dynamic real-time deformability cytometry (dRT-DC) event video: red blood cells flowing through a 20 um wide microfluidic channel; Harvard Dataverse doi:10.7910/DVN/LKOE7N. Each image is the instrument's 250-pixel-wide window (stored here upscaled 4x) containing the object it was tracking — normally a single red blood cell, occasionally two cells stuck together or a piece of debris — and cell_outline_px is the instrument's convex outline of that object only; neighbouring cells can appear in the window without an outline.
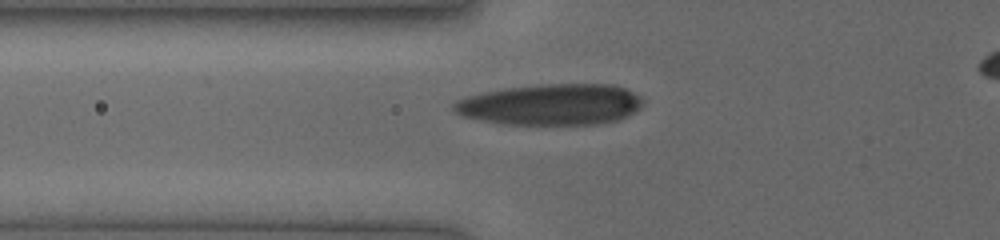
{"species": "human", "species_latin": "Homo sapiens", "temperature_condition": "cold", "stored_images_in_passage": 32, "camera_frame_rate_fps": 3000, "um_per_image_px": 0.085, "donor": {"sex": "female"}, "frame": {"image": 1, "passage_image": 3, "time_ms": 0.667, "image_size_px": [1000, 240], "cell_outline_px": [[644, 104], [636, 112], [620, 120], [604, 124], [508, 124], [484, 120], [464, 116], [456, 112], [452, 108], [452, 104], [456, 100], [468, 96], [484, 92], [504, 88], [540, 84], [612, 84], [624, 88], [640, 96], [644, 100]], "centroid_in_image_um": [46.9, 8.88], "position_along_channel_um": 78.9, "area_um2": 45.43}}
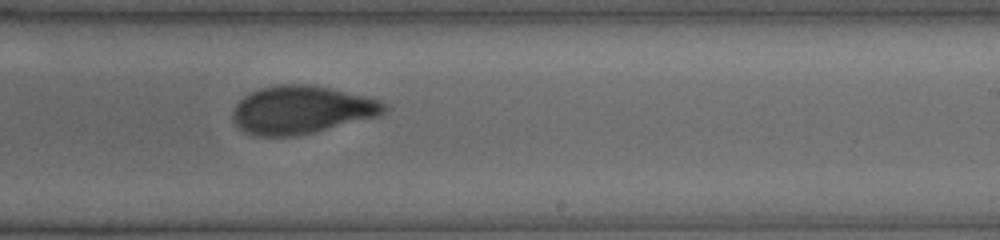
{"frame": {"image": 2, "passage_image": 16, "time_ms": 5.0, "image_size_px": [1000, 240], "cell_outline_px": [[388, 108], [380, 116], [296, 136], [256, 136], [244, 132], [232, 120], [232, 112], [236, 104], [244, 96], [260, 88], [280, 84], [312, 84], [364, 96], [380, 100], [388, 104]], "centroid_in_image_um": [25.63, 9.34], "position_along_channel_um": 263.4, "area_um2": 42.37}}
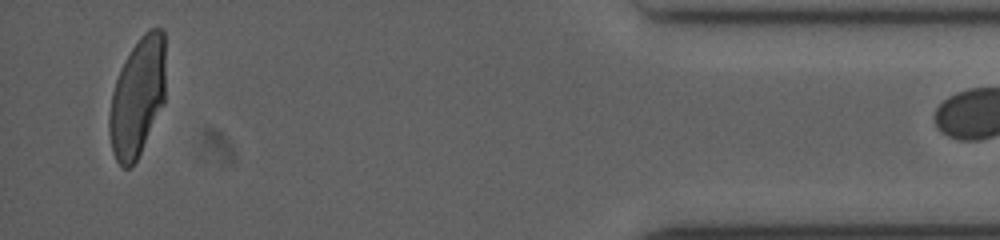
{"frame": {"image": 3, "passage_image": 31, "time_ms": 10.0, "image_size_px": [1000, 240], "cell_outline_px": [[164, 104], [132, 168], [124, 168], [116, 160], [112, 152], [108, 132], [108, 116], [112, 92], [116, 80], [132, 48], [140, 36], [144, 32], [152, 28], [160, 28], [164, 32]], "centroid_in_image_um": [11.67, 8.29], "position_along_channel_um": 423.5, "area_um2": 38.73}}